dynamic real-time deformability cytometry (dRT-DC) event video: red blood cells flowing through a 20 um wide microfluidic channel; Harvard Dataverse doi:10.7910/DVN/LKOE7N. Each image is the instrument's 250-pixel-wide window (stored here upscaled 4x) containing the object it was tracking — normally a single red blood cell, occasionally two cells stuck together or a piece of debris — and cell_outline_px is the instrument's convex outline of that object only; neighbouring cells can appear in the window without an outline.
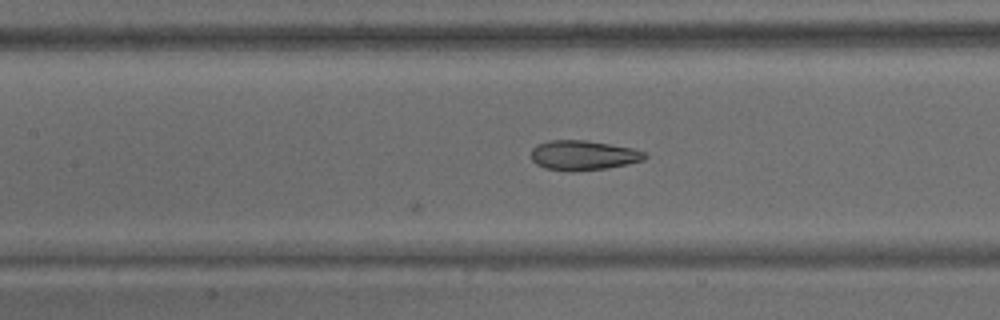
{"species": "common noctule bat (a hibernating species)", "species_latin": "Nyctalus noctula", "temperature_condition": "warm", "stored_images_in_passage": 10, "camera_frame_rate_fps": 3000, "um_per_image_px": 0.085, "animal": {"sex": "male", "body_mass_g": 15.6}, "frame": {"image": 1, "passage_image": 10, "time_ms": 3.0, "image_size_px": [1000, 320], "cell_outline_px": [[648, 156], [644, 160], [628, 164], [608, 168], [544, 168], [536, 164], [532, 160], [532, 148], [536, 144], [548, 140], [584, 140], [632, 148], [644, 152]], "centroid_in_image_um": [49.59, 13.15], "position_along_channel_um": 157.8, "area_um2": 18.9}}